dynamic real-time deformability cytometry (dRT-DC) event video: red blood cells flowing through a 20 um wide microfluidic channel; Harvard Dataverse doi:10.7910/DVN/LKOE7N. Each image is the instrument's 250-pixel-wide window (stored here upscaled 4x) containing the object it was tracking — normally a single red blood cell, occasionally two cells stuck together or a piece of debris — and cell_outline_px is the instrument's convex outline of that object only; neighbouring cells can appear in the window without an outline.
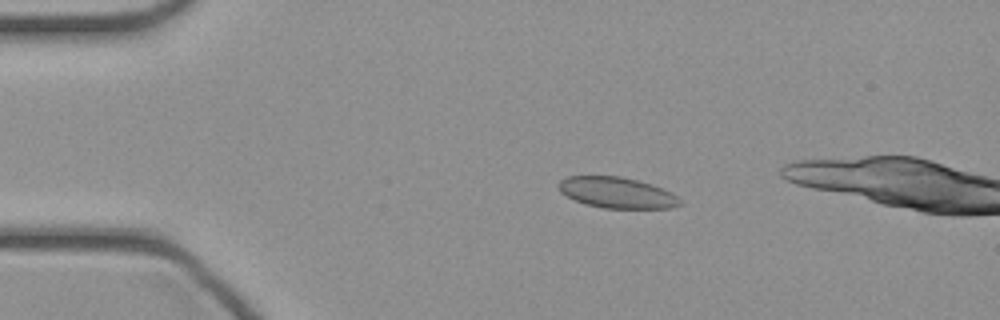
{"species": "common noctule bat (a hibernating species)", "species_latin": "Nyctalus noctula", "temperature_condition": "cold", "stored_images_in_passage": 13, "camera_frame_rate_fps": 3000, "um_per_image_px": 0.085, "animal": {"sex": "female", "body_mass_g": 21.9}, "frame": {"image": 1, "passage_image": 8, "time_ms": 2.333, "image_size_px": [1000, 320], "cell_outline_px": [[684, 204], [672, 208], [604, 208], [584, 204], [560, 192], [556, 184], [560, 180], [568, 176], [620, 176], [652, 184], [672, 192]], "centroid_in_image_um": [52.44, 16.37], "position_along_channel_um": 32.6, "area_um2": 21.96}}